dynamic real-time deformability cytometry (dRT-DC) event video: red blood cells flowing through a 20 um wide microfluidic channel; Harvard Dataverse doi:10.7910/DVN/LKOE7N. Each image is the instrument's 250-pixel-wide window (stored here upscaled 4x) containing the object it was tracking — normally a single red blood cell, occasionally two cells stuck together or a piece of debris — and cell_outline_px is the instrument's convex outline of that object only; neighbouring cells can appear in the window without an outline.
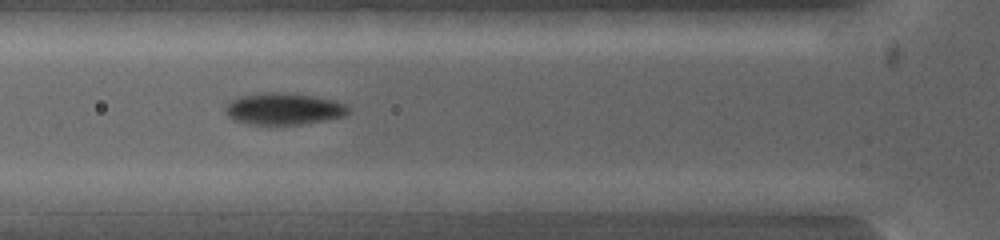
{"species": "common noctule bat (a hibernating species)", "species_latin": "Nyctalus noctula", "temperature_condition": "warm", "stored_images_in_passage": 2, "camera_frame_rate_fps": 5000, "um_per_image_px": 0.085, "animal": {"sex": "female", "body_mass_g": 19.0, "forearm_length_mm": 53.3}, "frame": {"image": 1, "passage_image": 2, "time_ms": 0.4, "image_size_px": [1000, 240], "cell_outline_px": [[616, 200], [580, 212], [496, 212], [488, 200], [520, 192], [576, 192]], "centroid_in_image_um": [46.51, 17.19], "position_along_channel_um": 79.3, "area_um2": 14.51}}